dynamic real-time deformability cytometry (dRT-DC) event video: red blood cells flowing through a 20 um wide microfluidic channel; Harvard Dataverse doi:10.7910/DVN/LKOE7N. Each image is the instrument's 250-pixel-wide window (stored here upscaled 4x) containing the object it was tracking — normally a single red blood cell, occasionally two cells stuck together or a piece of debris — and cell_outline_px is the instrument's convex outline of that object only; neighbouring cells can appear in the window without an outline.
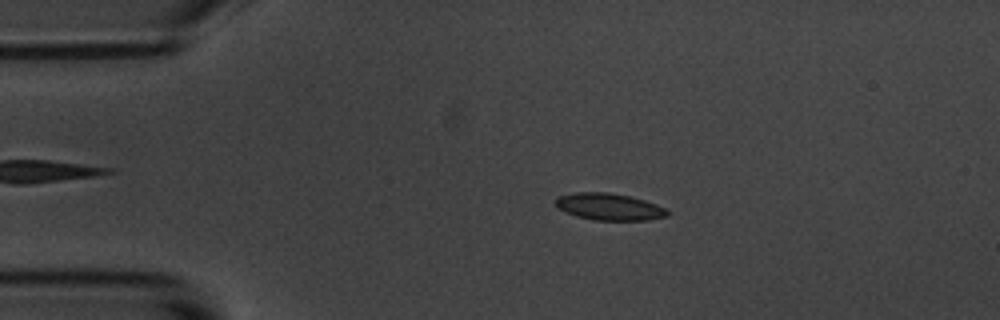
{"species": "common noctule bat (a hibernating species)", "species_latin": "Nyctalus noctula", "temperature_condition": "room temperature", "stored_images_in_passage": 6, "camera_frame_rate_fps": 3000, "um_per_image_px": 0.085, "animal": {"sex": "male", "body_mass_g": 20.1, "forearm_length_mm": 53.5}, "frame": {"image": 1, "passage_image": 4, "time_ms": 3.333, "image_size_px": [1000, 320], "cell_outline_px": [[672, 212], [668, 216], [648, 220], [592, 220], [576, 216], [564, 212], [556, 208], [556, 196], [576, 192], [608, 192], [628, 196], [644, 200], [656, 204]], "centroid_in_image_um": [51.76, 17.58], "position_along_channel_um": 33.2, "area_um2": 17.69}}
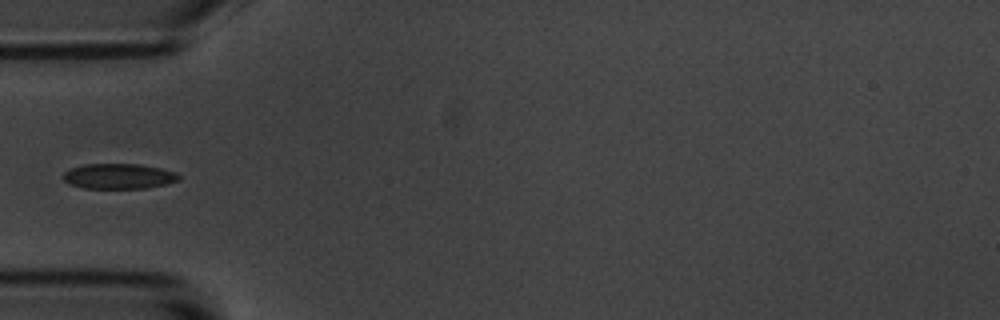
{"frame": {"image": 2, "passage_image": 6, "time_ms": 5.667, "image_size_px": [1000, 320], "cell_outline_px": [[180, 180], [168, 184], [144, 188], [84, 188], [68, 184], [60, 176], [64, 172], [72, 168], [84, 164], [140, 164], [160, 168], [176, 172], [180, 176]], "centroid_in_image_um": [10.09, 14.98], "position_along_channel_um": 74.9, "area_um2": 17.17}}